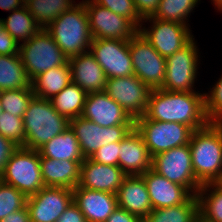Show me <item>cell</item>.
<instances>
[{
    "label": "cell",
    "instance_id": "60d3db41",
    "mask_svg": "<svg viewBox=\"0 0 222 222\" xmlns=\"http://www.w3.org/2000/svg\"><path fill=\"white\" fill-rule=\"evenodd\" d=\"M18 148L10 139L0 134V175L4 172L5 166L12 153Z\"/></svg>",
    "mask_w": 222,
    "mask_h": 222
},
{
    "label": "cell",
    "instance_id": "30bf717a",
    "mask_svg": "<svg viewBox=\"0 0 222 222\" xmlns=\"http://www.w3.org/2000/svg\"><path fill=\"white\" fill-rule=\"evenodd\" d=\"M152 169L169 181L184 186L192 195H197L202 186L193 171L189 144L153 156Z\"/></svg>",
    "mask_w": 222,
    "mask_h": 222
},
{
    "label": "cell",
    "instance_id": "4316f807",
    "mask_svg": "<svg viewBox=\"0 0 222 222\" xmlns=\"http://www.w3.org/2000/svg\"><path fill=\"white\" fill-rule=\"evenodd\" d=\"M142 222H199V201L192 195L185 203L153 209Z\"/></svg>",
    "mask_w": 222,
    "mask_h": 222
},
{
    "label": "cell",
    "instance_id": "5b68a950",
    "mask_svg": "<svg viewBox=\"0 0 222 222\" xmlns=\"http://www.w3.org/2000/svg\"><path fill=\"white\" fill-rule=\"evenodd\" d=\"M19 56L31 81L40 73L63 66L68 62L67 56L50 33L43 28L29 40L20 44Z\"/></svg>",
    "mask_w": 222,
    "mask_h": 222
},
{
    "label": "cell",
    "instance_id": "4fadbf2b",
    "mask_svg": "<svg viewBox=\"0 0 222 222\" xmlns=\"http://www.w3.org/2000/svg\"><path fill=\"white\" fill-rule=\"evenodd\" d=\"M104 91L135 121L143 117L151 89L136 75L108 78Z\"/></svg>",
    "mask_w": 222,
    "mask_h": 222
},
{
    "label": "cell",
    "instance_id": "4dcf8cb0",
    "mask_svg": "<svg viewBox=\"0 0 222 222\" xmlns=\"http://www.w3.org/2000/svg\"><path fill=\"white\" fill-rule=\"evenodd\" d=\"M199 222H222V185L207 183L197 192Z\"/></svg>",
    "mask_w": 222,
    "mask_h": 222
},
{
    "label": "cell",
    "instance_id": "836d02e7",
    "mask_svg": "<svg viewBox=\"0 0 222 222\" xmlns=\"http://www.w3.org/2000/svg\"><path fill=\"white\" fill-rule=\"evenodd\" d=\"M34 97L32 85L27 88L0 91L2 110L13 116H24L28 104Z\"/></svg>",
    "mask_w": 222,
    "mask_h": 222
},
{
    "label": "cell",
    "instance_id": "d6986e66",
    "mask_svg": "<svg viewBox=\"0 0 222 222\" xmlns=\"http://www.w3.org/2000/svg\"><path fill=\"white\" fill-rule=\"evenodd\" d=\"M119 152V167L127 176L143 175L152 168L153 157L135 127L120 141Z\"/></svg>",
    "mask_w": 222,
    "mask_h": 222
},
{
    "label": "cell",
    "instance_id": "f6af8a7d",
    "mask_svg": "<svg viewBox=\"0 0 222 222\" xmlns=\"http://www.w3.org/2000/svg\"><path fill=\"white\" fill-rule=\"evenodd\" d=\"M0 222H31L27 206L9 214L4 219L0 220Z\"/></svg>",
    "mask_w": 222,
    "mask_h": 222
},
{
    "label": "cell",
    "instance_id": "d6a6232c",
    "mask_svg": "<svg viewBox=\"0 0 222 222\" xmlns=\"http://www.w3.org/2000/svg\"><path fill=\"white\" fill-rule=\"evenodd\" d=\"M201 0H160L152 18L190 26L189 17ZM199 2V3H198Z\"/></svg>",
    "mask_w": 222,
    "mask_h": 222
},
{
    "label": "cell",
    "instance_id": "8fae6325",
    "mask_svg": "<svg viewBox=\"0 0 222 222\" xmlns=\"http://www.w3.org/2000/svg\"><path fill=\"white\" fill-rule=\"evenodd\" d=\"M147 21L150 23L149 27H145ZM190 28L188 25L148 17L143 19L139 32L161 56L167 58L194 38Z\"/></svg>",
    "mask_w": 222,
    "mask_h": 222
},
{
    "label": "cell",
    "instance_id": "603a6c76",
    "mask_svg": "<svg viewBox=\"0 0 222 222\" xmlns=\"http://www.w3.org/2000/svg\"><path fill=\"white\" fill-rule=\"evenodd\" d=\"M71 80L86 93L103 92L107 77L90 51L70 57Z\"/></svg>",
    "mask_w": 222,
    "mask_h": 222
},
{
    "label": "cell",
    "instance_id": "ffe728a7",
    "mask_svg": "<svg viewBox=\"0 0 222 222\" xmlns=\"http://www.w3.org/2000/svg\"><path fill=\"white\" fill-rule=\"evenodd\" d=\"M73 202L84 215L86 222H106L118 208L116 194L80 186L73 189Z\"/></svg>",
    "mask_w": 222,
    "mask_h": 222
},
{
    "label": "cell",
    "instance_id": "7c38bea8",
    "mask_svg": "<svg viewBox=\"0 0 222 222\" xmlns=\"http://www.w3.org/2000/svg\"><path fill=\"white\" fill-rule=\"evenodd\" d=\"M93 39L129 40L139 28L124 16L115 14L93 0H82Z\"/></svg>",
    "mask_w": 222,
    "mask_h": 222
},
{
    "label": "cell",
    "instance_id": "7bdbcfd3",
    "mask_svg": "<svg viewBox=\"0 0 222 222\" xmlns=\"http://www.w3.org/2000/svg\"><path fill=\"white\" fill-rule=\"evenodd\" d=\"M56 222H86L78 206L72 202Z\"/></svg>",
    "mask_w": 222,
    "mask_h": 222
},
{
    "label": "cell",
    "instance_id": "9a60e30c",
    "mask_svg": "<svg viewBox=\"0 0 222 222\" xmlns=\"http://www.w3.org/2000/svg\"><path fill=\"white\" fill-rule=\"evenodd\" d=\"M89 51L107 79L134 75L128 40L93 39Z\"/></svg>",
    "mask_w": 222,
    "mask_h": 222
},
{
    "label": "cell",
    "instance_id": "f35d334b",
    "mask_svg": "<svg viewBox=\"0 0 222 222\" xmlns=\"http://www.w3.org/2000/svg\"><path fill=\"white\" fill-rule=\"evenodd\" d=\"M120 142L100 147L90 159L99 164L119 166Z\"/></svg>",
    "mask_w": 222,
    "mask_h": 222
},
{
    "label": "cell",
    "instance_id": "277c9868",
    "mask_svg": "<svg viewBox=\"0 0 222 222\" xmlns=\"http://www.w3.org/2000/svg\"><path fill=\"white\" fill-rule=\"evenodd\" d=\"M24 148L38 150L69 127V120L59 114L49 99L33 97L23 116Z\"/></svg>",
    "mask_w": 222,
    "mask_h": 222
},
{
    "label": "cell",
    "instance_id": "7a4b0ae2",
    "mask_svg": "<svg viewBox=\"0 0 222 222\" xmlns=\"http://www.w3.org/2000/svg\"><path fill=\"white\" fill-rule=\"evenodd\" d=\"M193 171L201 184L222 181V123L194 130L189 141Z\"/></svg>",
    "mask_w": 222,
    "mask_h": 222
},
{
    "label": "cell",
    "instance_id": "3957f363",
    "mask_svg": "<svg viewBox=\"0 0 222 222\" xmlns=\"http://www.w3.org/2000/svg\"><path fill=\"white\" fill-rule=\"evenodd\" d=\"M45 29L68 59L90 50L93 37L83 1L62 13Z\"/></svg>",
    "mask_w": 222,
    "mask_h": 222
},
{
    "label": "cell",
    "instance_id": "ee69618b",
    "mask_svg": "<svg viewBox=\"0 0 222 222\" xmlns=\"http://www.w3.org/2000/svg\"><path fill=\"white\" fill-rule=\"evenodd\" d=\"M106 222H142L137 216L128 211L117 208L106 220Z\"/></svg>",
    "mask_w": 222,
    "mask_h": 222
},
{
    "label": "cell",
    "instance_id": "7402d4cb",
    "mask_svg": "<svg viewBox=\"0 0 222 222\" xmlns=\"http://www.w3.org/2000/svg\"><path fill=\"white\" fill-rule=\"evenodd\" d=\"M118 207L144 220L152 212V205L144 178L126 176L116 193Z\"/></svg>",
    "mask_w": 222,
    "mask_h": 222
},
{
    "label": "cell",
    "instance_id": "74e56055",
    "mask_svg": "<svg viewBox=\"0 0 222 222\" xmlns=\"http://www.w3.org/2000/svg\"><path fill=\"white\" fill-rule=\"evenodd\" d=\"M98 5L108 8L115 14L130 19L138 28L142 25L143 19L140 17L134 0H93Z\"/></svg>",
    "mask_w": 222,
    "mask_h": 222
},
{
    "label": "cell",
    "instance_id": "e0dca14e",
    "mask_svg": "<svg viewBox=\"0 0 222 222\" xmlns=\"http://www.w3.org/2000/svg\"><path fill=\"white\" fill-rule=\"evenodd\" d=\"M82 117L102 127L135 124L129 114L105 91L87 93Z\"/></svg>",
    "mask_w": 222,
    "mask_h": 222
},
{
    "label": "cell",
    "instance_id": "d4e9b609",
    "mask_svg": "<svg viewBox=\"0 0 222 222\" xmlns=\"http://www.w3.org/2000/svg\"><path fill=\"white\" fill-rule=\"evenodd\" d=\"M40 157L52 158L55 160L84 161L78 139L71 127L53 137L38 149Z\"/></svg>",
    "mask_w": 222,
    "mask_h": 222
},
{
    "label": "cell",
    "instance_id": "bcb514c9",
    "mask_svg": "<svg viewBox=\"0 0 222 222\" xmlns=\"http://www.w3.org/2000/svg\"><path fill=\"white\" fill-rule=\"evenodd\" d=\"M22 6L21 0H0V9H3L7 12L20 9Z\"/></svg>",
    "mask_w": 222,
    "mask_h": 222
},
{
    "label": "cell",
    "instance_id": "681fc988",
    "mask_svg": "<svg viewBox=\"0 0 222 222\" xmlns=\"http://www.w3.org/2000/svg\"><path fill=\"white\" fill-rule=\"evenodd\" d=\"M2 105H1V100H0V116H1V113H2Z\"/></svg>",
    "mask_w": 222,
    "mask_h": 222
},
{
    "label": "cell",
    "instance_id": "8992f818",
    "mask_svg": "<svg viewBox=\"0 0 222 222\" xmlns=\"http://www.w3.org/2000/svg\"><path fill=\"white\" fill-rule=\"evenodd\" d=\"M2 182L12 185L27 197L44 188L38 150L18 147L1 175Z\"/></svg>",
    "mask_w": 222,
    "mask_h": 222
},
{
    "label": "cell",
    "instance_id": "83f0119b",
    "mask_svg": "<svg viewBox=\"0 0 222 222\" xmlns=\"http://www.w3.org/2000/svg\"><path fill=\"white\" fill-rule=\"evenodd\" d=\"M87 93L71 82L50 100L54 109L69 121L82 116Z\"/></svg>",
    "mask_w": 222,
    "mask_h": 222
},
{
    "label": "cell",
    "instance_id": "8d00e7d4",
    "mask_svg": "<svg viewBox=\"0 0 222 222\" xmlns=\"http://www.w3.org/2000/svg\"><path fill=\"white\" fill-rule=\"evenodd\" d=\"M205 92V111L209 122L222 123V75Z\"/></svg>",
    "mask_w": 222,
    "mask_h": 222
},
{
    "label": "cell",
    "instance_id": "1f68e13d",
    "mask_svg": "<svg viewBox=\"0 0 222 222\" xmlns=\"http://www.w3.org/2000/svg\"><path fill=\"white\" fill-rule=\"evenodd\" d=\"M77 3L75 0H32L25 6L37 24L45 29L62 13L70 10Z\"/></svg>",
    "mask_w": 222,
    "mask_h": 222
},
{
    "label": "cell",
    "instance_id": "b9f144b4",
    "mask_svg": "<svg viewBox=\"0 0 222 222\" xmlns=\"http://www.w3.org/2000/svg\"><path fill=\"white\" fill-rule=\"evenodd\" d=\"M160 0H134L135 7L142 19L152 17L156 12Z\"/></svg>",
    "mask_w": 222,
    "mask_h": 222
},
{
    "label": "cell",
    "instance_id": "ba28073f",
    "mask_svg": "<svg viewBox=\"0 0 222 222\" xmlns=\"http://www.w3.org/2000/svg\"><path fill=\"white\" fill-rule=\"evenodd\" d=\"M134 127L141 134L151 156L189 144L193 130L179 122L150 120L145 115L135 120Z\"/></svg>",
    "mask_w": 222,
    "mask_h": 222
},
{
    "label": "cell",
    "instance_id": "52a82bcc",
    "mask_svg": "<svg viewBox=\"0 0 222 222\" xmlns=\"http://www.w3.org/2000/svg\"><path fill=\"white\" fill-rule=\"evenodd\" d=\"M195 37L182 49L166 58V76L160 89L166 91L194 92L200 67L199 48Z\"/></svg>",
    "mask_w": 222,
    "mask_h": 222
},
{
    "label": "cell",
    "instance_id": "44dd1931",
    "mask_svg": "<svg viewBox=\"0 0 222 222\" xmlns=\"http://www.w3.org/2000/svg\"><path fill=\"white\" fill-rule=\"evenodd\" d=\"M141 176L145 180L152 209L183 204L192 196L184 186L169 181L152 168Z\"/></svg>",
    "mask_w": 222,
    "mask_h": 222
},
{
    "label": "cell",
    "instance_id": "2e32d148",
    "mask_svg": "<svg viewBox=\"0 0 222 222\" xmlns=\"http://www.w3.org/2000/svg\"><path fill=\"white\" fill-rule=\"evenodd\" d=\"M73 202V190L45 186L27 199L31 222H56Z\"/></svg>",
    "mask_w": 222,
    "mask_h": 222
},
{
    "label": "cell",
    "instance_id": "f546056e",
    "mask_svg": "<svg viewBox=\"0 0 222 222\" xmlns=\"http://www.w3.org/2000/svg\"><path fill=\"white\" fill-rule=\"evenodd\" d=\"M31 86L26 70L18 54L0 55V91Z\"/></svg>",
    "mask_w": 222,
    "mask_h": 222
},
{
    "label": "cell",
    "instance_id": "ac0fdd59",
    "mask_svg": "<svg viewBox=\"0 0 222 222\" xmlns=\"http://www.w3.org/2000/svg\"><path fill=\"white\" fill-rule=\"evenodd\" d=\"M126 176L119 166L99 164L85 158L80 165L78 186L116 194Z\"/></svg>",
    "mask_w": 222,
    "mask_h": 222
},
{
    "label": "cell",
    "instance_id": "7dc6e473",
    "mask_svg": "<svg viewBox=\"0 0 222 222\" xmlns=\"http://www.w3.org/2000/svg\"><path fill=\"white\" fill-rule=\"evenodd\" d=\"M212 1V5H214L217 10V12L219 11L220 13H222V0H211Z\"/></svg>",
    "mask_w": 222,
    "mask_h": 222
},
{
    "label": "cell",
    "instance_id": "6da1fadb",
    "mask_svg": "<svg viewBox=\"0 0 222 222\" xmlns=\"http://www.w3.org/2000/svg\"><path fill=\"white\" fill-rule=\"evenodd\" d=\"M145 116L161 122H179L188 125L193 131L209 123L205 111V93L198 89L194 92L152 89Z\"/></svg>",
    "mask_w": 222,
    "mask_h": 222
},
{
    "label": "cell",
    "instance_id": "cb8c5ba5",
    "mask_svg": "<svg viewBox=\"0 0 222 222\" xmlns=\"http://www.w3.org/2000/svg\"><path fill=\"white\" fill-rule=\"evenodd\" d=\"M83 161L55 160L40 157V169L44 186L74 189L80 181V165Z\"/></svg>",
    "mask_w": 222,
    "mask_h": 222
},
{
    "label": "cell",
    "instance_id": "e575fe53",
    "mask_svg": "<svg viewBox=\"0 0 222 222\" xmlns=\"http://www.w3.org/2000/svg\"><path fill=\"white\" fill-rule=\"evenodd\" d=\"M28 197L12 185L0 183V220L24 208Z\"/></svg>",
    "mask_w": 222,
    "mask_h": 222
},
{
    "label": "cell",
    "instance_id": "484cf974",
    "mask_svg": "<svg viewBox=\"0 0 222 222\" xmlns=\"http://www.w3.org/2000/svg\"><path fill=\"white\" fill-rule=\"evenodd\" d=\"M71 82V68L67 62L63 66L40 73L31 81V85L35 97L51 99Z\"/></svg>",
    "mask_w": 222,
    "mask_h": 222
},
{
    "label": "cell",
    "instance_id": "ab89813d",
    "mask_svg": "<svg viewBox=\"0 0 222 222\" xmlns=\"http://www.w3.org/2000/svg\"><path fill=\"white\" fill-rule=\"evenodd\" d=\"M19 44L4 30L0 18V55H13L19 53Z\"/></svg>",
    "mask_w": 222,
    "mask_h": 222
},
{
    "label": "cell",
    "instance_id": "d590c367",
    "mask_svg": "<svg viewBox=\"0 0 222 222\" xmlns=\"http://www.w3.org/2000/svg\"><path fill=\"white\" fill-rule=\"evenodd\" d=\"M0 134L10 139L18 147L25 145L23 118L2 111L0 116Z\"/></svg>",
    "mask_w": 222,
    "mask_h": 222
},
{
    "label": "cell",
    "instance_id": "5bb4252c",
    "mask_svg": "<svg viewBox=\"0 0 222 222\" xmlns=\"http://www.w3.org/2000/svg\"><path fill=\"white\" fill-rule=\"evenodd\" d=\"M84 158H90L100 147L120 142L134 128V125L102 127L82 116L69 121Z\"/></svg>",
    "mask_w": 222,
    "mask_h": 222
},
{
    "label": "cell",
    "instance_id": "f1b7e54d",
    "mask_svg": "<svg viewBox=\"0 0 222 222\" xmlns=\"http://www.w3.org/2000/svg\"><path fill=\"white\" fill-rule=\"evenodd\" d=\"M7 18H1L4 30L20 45L29 40L41 27L24 5L20 9L13 10Z\"/></svg>",
    "mask_w": 222,
    "mask_h": 222
},
{
    "label": "cell",
    "instance_id": "c3c4849f",
    "mask_svg": "<svg viewBox=\"0 0 222 222\" xmlns=\"http://www.w3.org/2000/svg\"><path fill=\"white\" fill-rule=\"evenodd\" d=\"M23 5H26L27 3H29L32 0H21Z\"/></svg>",
    "mask_w": 222,
    "mask_h": 222
},
{
    "label": "cell",
    "instance_id": "9c48e42d",
    "mask_svg": "<svg viewBox=\"0 0 222 222\" xmlns=\"http://www.w3.org/2000/svg\"><path fill=\"white\" fill-rule=\"evenodd\" d=\"M128 46L134 75L151 90L160 89L166 76V58L139 31L128 40Z\"/></svg>",
    "mask_w": 222,
    "mask_h": 222
}]
</instances>
